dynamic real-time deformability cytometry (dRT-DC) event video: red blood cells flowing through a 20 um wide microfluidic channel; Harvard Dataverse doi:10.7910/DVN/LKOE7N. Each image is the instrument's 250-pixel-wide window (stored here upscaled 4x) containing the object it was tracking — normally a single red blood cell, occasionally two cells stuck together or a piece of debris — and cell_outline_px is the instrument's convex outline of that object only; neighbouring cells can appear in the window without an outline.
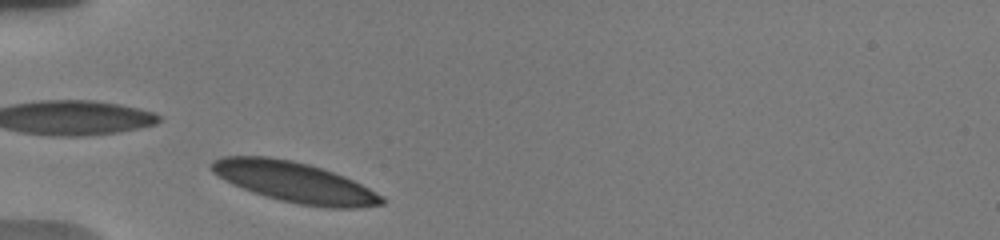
{"species": "human", "species_latin": "Homo sapiens", "temperature_condition": "warm", "stored_images_in_passage": 35, "camera_frame_rate_fps": 3000, "um_per_image_px": 0.085, "donor": {"sex": "male"}, "frame": {"image": 1, "passage_image": 1, "time_ms": 0.0, "image_size_px": [1000, 240], "cell_outline_px": [[384, 204], [356, 208], [328, 208], [300, 204], [280, 200], [252, 192], [232, 184], [224, 180], [212, 172], [208, 164], [212, 160], [224, 156], [268, 156], [292, 160], [308, 164], [344, 176], [384, 196]], "centroid_in_image_um": [25.0, 15.48], "position_along_channel_um": 60.0, "area_um2": 40.0}}
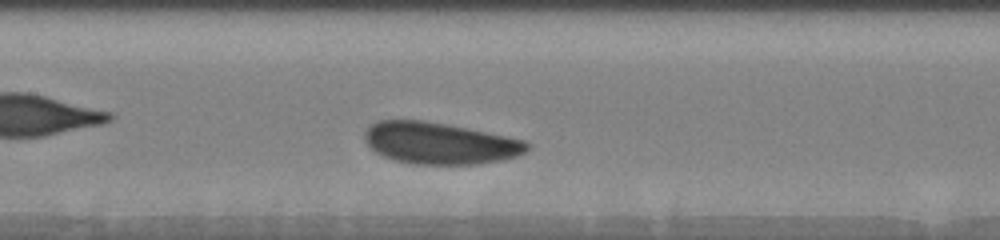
{"frame": {"image": 2, "passage_image": 11, "time_ms": 3.333, "image_size_px": [1000, 240], "cell_outline_px": [[528, 148], [524, 152], [516, 156], [500, 160], [476, 164], [412, 164], [396, 160], [384, 156], [376, 152], [364, 140], [364, 132], [372, 124], [380, 120], [424, 120], [524, 140], [528, 144]], "centroid_in_image_um": [37.33, 12.18], "position_along_channel_um": 170.1, "area_um2": 38.78}}
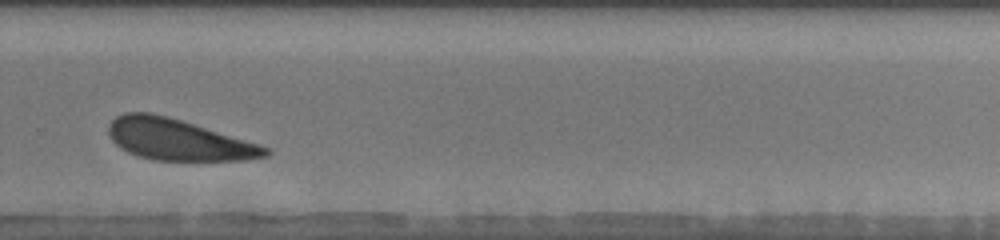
{"frame": {"image": 3, "passage_image": 23, "time_ms": 7.333, "image_size_px": [1000, 240], "cell_outline_px": [[272, 152], [268, 156], [244, 160], [156, 160], [140, 156], [128, 152], [120, 148], [112, 140], [108, 132], [108, 124], [116, 116], [124, 112], [148, 112], [168, 116], [260, 144], [272, 148]], "centroid_in_image_um": [15.16, 11.87], "position_along_channel_um": 314.6, "area_um2": 37.63}, "authors_computed_cell_mechanics": {"area_um2": 39.3618, "velocity_mm_per_s": 3.6202, "shape_relaxation_time_tau1_ms": 1.4608, "shape_relaxation_time_tau2_ms": 6.8958, "deformation_change_tau1": 0.0676, "deformation_change_tau2": 0.1271}}